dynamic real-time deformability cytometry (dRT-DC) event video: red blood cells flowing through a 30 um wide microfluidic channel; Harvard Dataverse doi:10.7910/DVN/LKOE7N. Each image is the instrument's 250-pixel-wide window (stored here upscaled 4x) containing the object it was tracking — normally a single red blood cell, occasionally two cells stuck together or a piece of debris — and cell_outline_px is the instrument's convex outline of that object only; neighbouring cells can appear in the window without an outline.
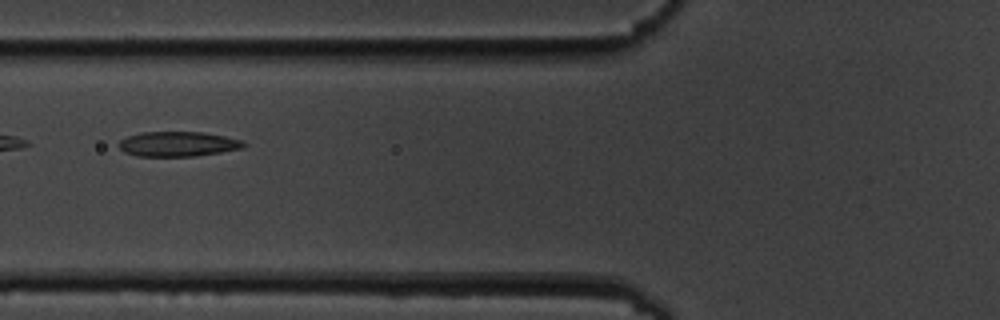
{"species": "common noctule bat (a hibernating species)", "species_latin": "Nyctalus noctula", "temperature_condition": "cold", "stored_images_in_passage": 6, "camera_frame_rate_fps": 3000, "um_per_image_px": 0.085, "animal": {"sex": "male", "body_mass_g": 19.5, "forearm_length_mm": 54.6}, "frame": {"image": 1, "passage_image": 3, "time_ms": 2.333, "image_size_px": [1000, 320], "cell_outline_px": [[248, 144], [244, 148], [196, 156], [136, 156], [124, 152], [116, 144], [120, 140], [128, 136], [140, 132], [204, 132], [244, 140]], "centroid_in_image_um": [15.14, 12.24], "position_along_channel_um": 110.7, "area_um2": 18.32}}
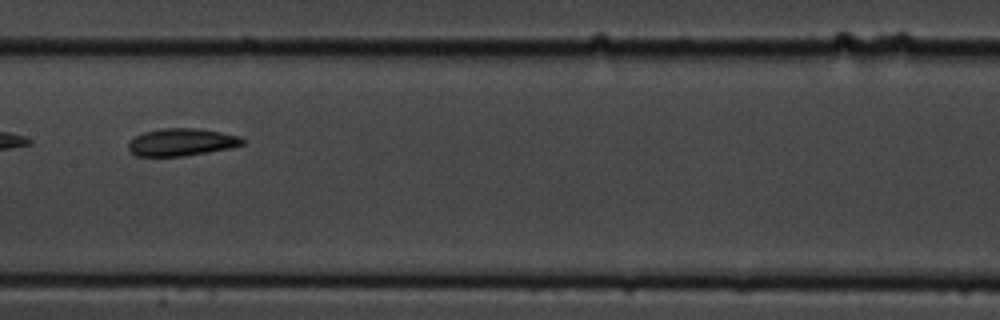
{"frame": {"image": 2, "passage_image": 5, "time_ms": 4.667, "image_size_px": [1000, 320], "cell_outline_px": [[244, 144], [232, 148], [184, 156], [136, 156], [128, 148], [128, 144], [136, 136], [144, 132], [164, 128], [196, 128], [220, 132], [240, 136], [244, 140]], "centroid_in_image_um": [15.46, 12.08], "position_along_channel_um": 191.9, "area_um2": 18.15}}
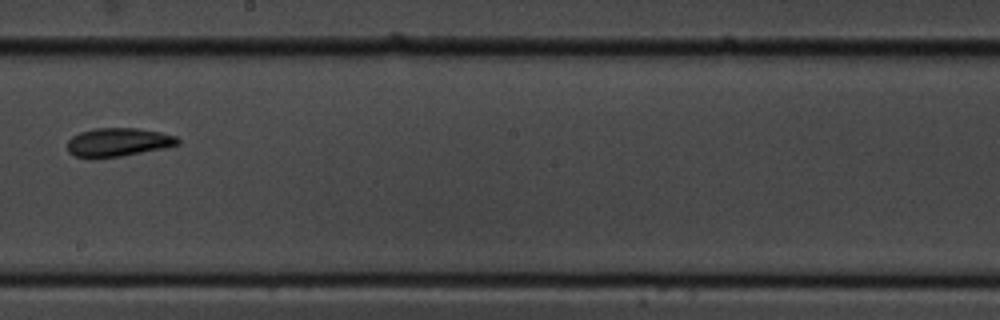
{"frame": {"image": 3, "passage_image": 6, "time_ms": 6.0, "image_size_px": [1000, 320], "cell_outline_px": [[180, 144], [120, 156], [72, 156], [68, 152], [68, 140], [72, 136], [80, 132], [96, 128], [136, 128], [160, 132], [176, 136], [180, 140]], "centroid_in_image_um": [10.04, 12.06], "position_along_channel_um": 238.2, "area_um2": 17.8}}